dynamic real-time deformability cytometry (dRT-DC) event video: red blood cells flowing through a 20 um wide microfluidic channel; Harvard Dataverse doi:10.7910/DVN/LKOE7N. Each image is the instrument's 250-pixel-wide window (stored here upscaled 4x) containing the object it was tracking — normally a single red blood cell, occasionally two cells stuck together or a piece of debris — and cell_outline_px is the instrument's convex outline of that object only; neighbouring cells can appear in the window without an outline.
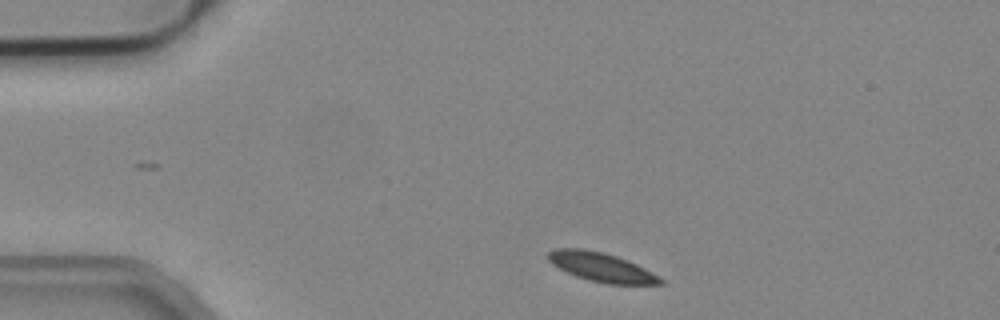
{"species": "common noctule bat (a hibernating species)", "species_latin": "Nyctalus noctula", "temperature_condition": "cold", "stored_images_in_passage": 45, "camera_frame_rate_fps": 3000, "um_per_image_px": 0.085, "animal": {"sex": "male", "body_mass_g": 19.2, "forearm_length_mm": 51.8}, "frame": {"image": 1, "passage_image": 1, "time_ms": 0.0, "image_size_px": [1000, 320], "cell_outline_px": [[664, 284], [608, 284], [588, 280], [576, 276], [552, 264], [548, 260], [548, 252], [556, 248], [584, 248], [604, 252], [628, 260], [652, 272], [664, 280]], "centroid_in_image_um": [51.12, 22.7], "position_along_channel_um": 33.9, "area_um2": 18.96}}
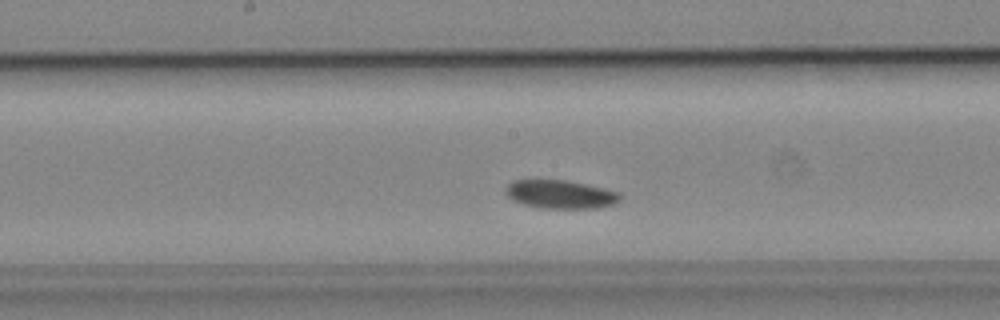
{"frame": {"image": 2, "passage_image": 18, "time_ms": 5.667, "image_size_px": [1000, 320], "cell_outline_px": [[620, 200], [612, 204], [600, 208], [540, 208], [520, 204], [512, 200], [504, 192], [504, 188], [512, 180], [564, 180], [604, 188], [620, 192]], "centroid_in_image_um": [47.58, 16.52], "position_along_channel_um": 200.6, "area_um2": 19.07}}
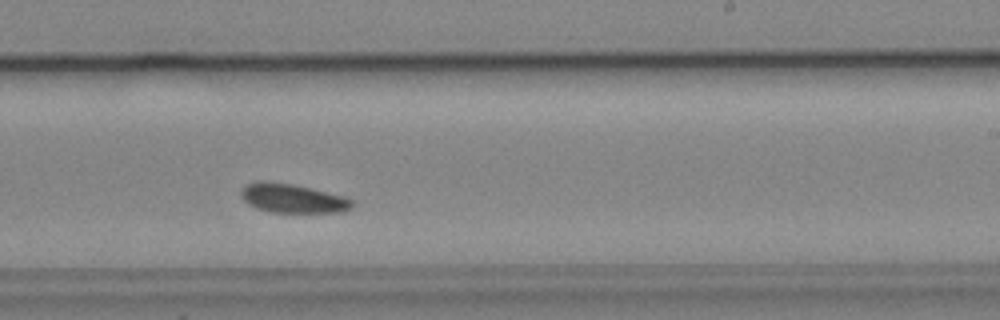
{"frame": {"image": 3, "passage_image": 23, "time_ms": 7.333, "image_size_px": [1000, 320], "cell_outline_px": [[352, 208], [344, 212], [272, 212], [256, 208], [248, 204], [240, 196], [240, 192], [244, 184], [256, 180], [264, 180], [292, 184], [312, 188], [344, 196], [352, 200]], "centroid_in_image_um": [24.83, 16.84], "position_along_channel_um": 264.2, "area_um2": 19.02}, "authors_computed_cell_mechanics": {"area_um2": 18.9584, "velocity_mm_per_s": 3.8259, "shape_relaxation_time_tau1_ms": null, "shape_relaxation_time_tau2_ms": 5.1969, "deformation_change_tau1": null, "deformation_change_tau2": 0.0783}}